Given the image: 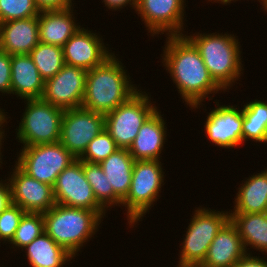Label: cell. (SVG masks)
<instances>
[{
  "mask_svg": "<svg viewBox=\"0 0 267 267\" xmlns=\"http://www.w3.org/2000/svg\"><path fill=\"white\" fill-rule=\"evenodd\" d=\"M161 61L185 104L200 108L209 94L222 88L211 77L199 50L185 35L168 36ZM199 106V107H198Z\"/></svg>",
  "mask_w": 267,
  "mask_h": 267,
  "instance_id": "obj_1",
  "label": "cell"
},
{
  "mask_svg": "<svg viewBox=\"0 0 267 267\" xmlns=\"http://www.w3.org/2000/svg\"><path fill=\"white\" fill-rule=\"evenodd\" d=\"M127 74L115 54L100 66L87 71L81 107L106 115L126 102L139 88L132 84Z\"/></svg>",
  "mask_w": 267,
  "mask_h": 267,
  "instance_id": "obj_2",
  "label": "cell"
},
{
  "mask_svg": "<svg viewBox=\"0 0 267 267\" xmlns=\"http://www.w3.org/2000/svg\"><path fill=\"white\" fill-rule=\"evenodd\" d=\"M185 36L199 50L207 70L223 92L240 79L244 69L237 36L226 32L225 34L199 32Z\"/></svg>",
  "mask_w": 267,
  "mask_h": 267,
  "instance_id": "obj_3",
  "label": "cell"
},
{
  "mask_svg": "<svg viewBox=\"0 0 267 267\" xmlns=\"http://www.w3.org/2000/svg\"><path fill=\"white\" fill-rule=\"evenodd\" d=\"M43 217L45 232L73 257L92 239L103 219L96 211L57 203Z\"/></svg>",
  "mask_w": 267,
  "mask_h": 267,
  "instance_id": "obj_4",
  "label": "cell"
},
{
  "mask_svg": "<svg viewBox=\"0 0 267 267\" xmlns=\"http://www.w3.org/2000/svg\"><path fill=\"white\" fill-rule=\"evenodd\" d=\"M160 160L134 161L132 181L127 196L122 200L126 207L127 220L134 227L158 200L164 185V172Z\"/></svg>",
  "mask_w": 267,
  "mask_h": 267,
  "instance_id": "obj_5",
  "label": "cell"
},
{
  "mask_svg": "<svg viewBox=\"0 0 267 267\" xmlns=\"http://www.w3.org/2000/svg\"><path fill=\"white\" fill-rule=\"evenodd\" d=\"M229 220L230 212L198 207L186 228L178 265L198 267L204 261L211 242Z\"/></svg>",
  "mask_w": 267,
  "mask_h": 267,
  "instance_id": "obj_6",
  "label": "cell"
},
{
  "mask_svg": "<svg viewBox=\"0 0 267 267\" xmlns=\"http://www.w3.org/2000/svg\"><path fill=\"white\" fill-rule=\"evenodd\" d=\"M24 103L27 104L25 111L18 129H15L16 139L23 144L22 147L59 142L64 109L42 98L27 99Z\"/></svg>",
  "mask_w": 267,
  "mask_h": 267,
  "instance_id": "obj_7",
  "label": "cell"
},
{
  "mask_svg": "<svg viewBox=\"0 0 267 267\" xmlns=\"http://www.w3.org/2000/svg\"><path fill=\"white\" fill-rule=\"evenodd\" d=\"M140 90L105 115V130L120 149H129L141 126L157 110L148 94Z\"/></svg>",
  "mask_w": 267,
  "mask_h": 267,
  "instance_id": "obj_8",
  "label": "cell"
},
{
  "mask_svg": "<svg viewBox=\"0 0 267 267\" xmlns=\"http://www.w3.org/2000/svg\"><path fill=\"white\" fill-rule=\"evenodd\" d=\"M17 157L15 165L23 172L51 186L58 175L76 160L60 142L23 147Z\"/></svg>",
  "mask_w": 267,
  "mask_h": 267,
  "instance_id": "obj_9",
  "label": "cell"
},
{
  "mask_svg": "<svg viewBox=\"0 0 267 267\" xmlns=\"http://www.w3.org/2000/svg\"><path fill=\"white\" fill-rule=\"evenodd\" d=\"M105 130V115L82 107L65 109L59 142L78 159L88 144Z\"/></svg>",
  "mask_w": 267,
  "mask_h": 267,
  "instance_id": "obj_10",
  "label": "cell"
},
{
  "mask_svg": "<svg viewBox=\"0 0 267 267\" xmlns=\"http://www.w3.org/2000/svg\"><path fill=\"white\" fill-rule=\"evenodd\" d=\"M53 192L57 204L96 211L105 217L107 211L97 202L83 171V161L79 159L58 175Z\"/></svg>",
  "mask_w": 267,
  "mask_h": 267,
  "instance_id": "obj_11",
  "label": "cell"
},
{
  "mask_svg": "<svg viewBox=\"0 0 267 267\" xmlns=\"http://www.w3.org/2000/svg\"><path fill=\"white\" fill-rule=\"evenodd\" d=\"M186 0H138L136 13L144 21L151 36L185 35L183 25Z\"/></svg>",
  "mask_w": 267,
  "mask_h": 267,
  "instance_id": "obj_12",
  "label": "cell"
},
{
  "mask_svg": "<svg viewBox=\"0 0 267 267\" xmlns=\"http://www.w3.org/2000/svg\"><path fill=\"white\" fill-rule=\"evenodd\" d=\"M87 71L65 64L52 78L45 81L42 99L62 109L82 106Z\"/></svg>",
  "mask_w": 267,
  "mask_h": 267,
  "instance_id": "obj_13",
  "label": "cell"
},
{
  "mask_svg": "<svg viewBox=\"0 0 267 267\" xmlns=\"http://www.w3.org/2000/svg\"><path fill=\"white\" fill-rule=\"evenodd\" d=\"M8 180L11 188L12 204L25 212L44 213L55 204L53 186L40 182L23 172L17 165Z\"/></svg>",
  "mask_w": 267,
  "mask_h": 267,
  "instance_id": "obj_14",
  "label": "cell"
},
{
  "mask_svg": "<svg viewBox=\"0 0 267 267\" xmlns=\"http://www.w3.org/2000/svg\"><path fill=\"white\" fill-rule=\"evenodd\" d=\"M98 35L80 27L62 47L65 64L86 71L103 64L114 53L106 48L103 39Z\"/></svg>",
  "mask_w": 267,
  "mask_h": 267,
  "instance_id": "obj_15",
  "label": "cell"
},
{
  "mask_svg": "<svg viewBox=\"0 0 267 267\" xmlns=\"http://www.w3.org/2000/svg\"><path fill=\"white\" fill-rule=\"evenodd\" d=\"M216 102V106L205 121L204 130L207 138L218 147L232 149L243 143L242 127L243 112L242 109L233 105H220Z\"/></svg>",
  "mask_w": 267,
  "mask_h": 267,
  "instance_id": "obj_16",
  "label": "cell"
},
{
  "mask_svg": "<svg viewBox=\"0 0 267 267\" xmlns=\"http://www.w3.org/2000/svg\"><path fill=\"white\" fill-rule=\"evenodd\" d=\"M38 16L0 23V50L29 54L39 43Z\"/></svg>",
  "mask_w": 267,
  "mask_h": 267,
  "instance_id": "obj_17",
  "label": "cell"
},
{
  "mask_svg": "<svg viewBox=\"0 0 267 267\" xmlns=\"http://www.w3.org/2000/svg\"><path fill=\"white\" fill-rule=\"evenodd\" d=\"M134 159L128 149H118L99 165L109 181V208L122 205L132 181Z\"/></svg>",
  "mask_w": 267,
  "mask_h": 267,
  "instance_id": "obj_18",
  "label": "cell"
},
{
  "mask_svg": "<svg viewBox=\"0 0 267 267\" xmlns=\"http://www.w3.org/2000/svg\"><path fill=\"white\" fill-rule=\"evenodd\" d=\"M245 254L239 232L229 220L211 242L204 261L198 267H232Z\"/></svg>",
  "mask_w": 267,
  "mask_h": 267,
  "instance_id": "obj_19",
  "label": "cell"
},
{
  "mask_svg": "<svg viewBox=\"0 0 267 267\" xmlns=\"http://www.w3.org/2000/svg\"><path fill=\"white\" fill-rule=\"evenodd\" d=\"M157 109L141 126L139 133L129 147L130 155L137 160H161L167 137L166 121Z\"/></svg>",
  "mask_w": 267,
  "mask_h": 267,
  "instance_id": "obj_20",
  "label": "cell"
},
{
  "mask_svg": "<svg viewBox=\"0 0 267 267\" xmlns=\"http://www.w3.org/2000/svg\"><path fill=\"white\" fill-rule=\"evenodd\" d=\"M73 11V7L40 11L39 41L63 47L81 27L76 22Z\"/></svg>",
  "mask_w": 267,
  "mask_h": 267,
  "instance_id": "obj_21",
  "label": "cell"
},
{
  "mask_svg": "<svg viewBox=\"0 0 267 267\" xmlns=\"http://www.w3.org/2000/svg\"><path fill=\"white\" fill-rule=\"evenodd\" d=\"M45 81L29 54L11 56V94L19 99H40Z\"/></svg>",
  "mask_w": 267,
  "mask_h": 267,
  "instance_id": "obj_22",
  "label": "cell"
},
{
  "mask_svg": "<svg viewBox=\"0 0 267 267\" xmlns=\"http://www.w3.org/2000/svg\"><path fill=\"white\" fill-rule=\"evenodd\" d=\"M238 188L235 207L230 213L267 212V169L249 176Z\"/></svg>",
  "mask_w": 267,
  "mask_h": 267,
  "instance_id": "obj_23",
  "label": "cell"
},
{
  "mask_svg": "<svg viewBox=\"0 0 267 267\" xmlns=\"http://www.w3.org/2000/svg\"><path fill=\"white\" fill-rule=\"evenodd\" d=\"M230 220L239 232L246 253L250 250L248 246L267 253V212L230 213Z\"/></svg>",
  "mask_w": 267,
  "mask_h": 267,
  "instance_id": "obj_24",
  "label": "cell"
},
{
  "mask_svg": "<svg viewBox=\"0 0 267 267\" xmlns=\"http://www.w3.org/2000/svg\"><path fill=\"white\" fill-rule=\"evenodd\" d=\"M25 250L32 267H64L73 256L57 244L46 232L34 239Z\"/></svg>",
  "mask_w": 267,
  "mask_h": 267,
  "instance_id": "obj_25",
  "label": "cell"
},
{
  "mask_svg": "<svg viewBox=\"0 0 267 267\" xmlns=\"http://www.w3.org/2000/svg\"><path fill=\"white\" fill-rule=\"evenodd\" d=\"M242 141L267 143V101L255 99L244 104Z\"/></svg>",
  "mask_w": 267,
  "mask_h": 267,
  "instance_id": "obj_26",
  "label": "cell"
},
{
  "mask_svg": "<svg viewBox=\"0 0 267 267\" xmlns=\"http://www.w3.org/2000/svg\"><path fill=\"white\" fill-rule=\"evenodd\" d=\"M29 55L44 81L55 76L65 65L63 48L56 45L39 42Z\"/></svg>",
  "mask_w": 267,
  "mask_h": 267,
  "instance_id": "obj_27",
  "label": "cell"
},
{
  "mask_svg": "<svg viewBox=\"0 0 267 267\" xmlns=\"http://www.w3.org/2000/svg\"><path fill=\"white\" fill-rule=\"evenodd\" d=\"M43 232H45L43 213L26 212L22 216L19 226L8 244L14 245L11 248L18 247L23 249Z\"/></svg>",
  "mask_w": 267,
  "mask_h": 267,
  "instance_id": "obj_28",
  "label": "cell"
},
{
  "mask_svg": "<svg viewBox=\"0 0 267 267\" xmlns=\"http://www.w3.org/2000/svg\"><path fill=\"white\" fill-rule=\"evenodd\" d=\"M118 149L120 148L110 134L103 130L88 144L86 150L78 159L87 163L100 164Z\"/></svg>",
  "mask_w": 267,
  "mask_h": 267,
  "instance_id": "obj_29",
  "label": "cell"
},
{
  "mask_svg": "<svg viewBox=\"0 0 267 267\" xmlns=\"http://www.w3.org/2000/svg\"><path fill=\"white\" fill-rule=\"evenodd\" d=\"M83 171L97 202L107 210L109 207V181L103 169L99 164L83 162Z\"/></svg>",
  "mask_w": 267,
  "mask_h": 267,
  "instance_id": "obj_30",
  "label": "cell"
},
{
  "mask_svg": "<svg viewBox=\"0 0 267 267\" xmlns=\"http://www.w3.org/2000/svg\"><path fill=\"white\" fill-rule=\"evenodd\" d=\"M40 14L35 0H0V23L26 19Z\"/></svg>",
  "mask_w": 267,
  "mask_h": 267,
  "instance_id": "obj_31",
  "label": "cell"
},
{
  "mask_svg": "<svg viewBox=\"0 0 267 267\" xmlns=\"http://www.w3.org/2000/svg\"><path fill=\"white\" fill-rule=\"evenodd\" d=\"M25 213L18 205L12 204L0 214V241L9 243L12 240Z\"/></svg>",
  "mask_w": 267,
  "mask_h": 267,
  "instance_id": "obj_32",
  "label": "cell"
},
{
  "mask_svg": "<svg viewBox=\"0 0 267 267\" xmlns=\"http://www.w3.org/2000/svg\"><path fill=\"white\" fill-rule=\"evenodd\" d=\"M0 93L11 94V55L0 50Z\"/></svg>",
  "mask_w": 267,
  "mask_h": 267,
  "instance_id": "obj_33",
  "label": "cell"
},
{
  "mask_svg": "<svg viewBox=\"0 0 267 267\" xmlns=\"http://www.w3.org/2000/svg\"><path fill=\"white\" fill-rule=\"evenodd\" d=\"M72 1L73 0H35V3L40 11H42L70 8L74 6Z\"/></svg>",
  "mask_w": 267,
  "mask_h": 267,
  "instance_id": "obj_34",
  "label": "cell"
},
{
  "mask_svg": "<svg viewBox=\"0 0 267 267\" xmlns=\"http://www.w3.org/2000/svg\"><path fill=\"white\" fill-rule=\"evenodd\" d=\"M241 257L232 267H267V261L262 257L252 256L250 251Z\"/></svg>",
  "mask_w": 267,
  "mask_h": 267,
  "instance_id": "obj_35",
  "label": "cell"
},
{
  "mask_svg": "<svg viewBox=\"0 0 267 267\" xmlns=\"http://www.w3.org/2000/svg\"><path fill=\"white\" fill-rule=\"evenodd\" d=\"M0 181V214L12 205V196L9 180ZM6 182V183H5Z\"/></svg>",
  "mask_w": 267,
  "mask_h": 267,
  "instance_id": "obj_36",
  "label": "cell"
},
{
  "mask_svg": "<svg viewBox=\"0 0 267 267\" xmlns=\"http://www.w3.org/2000/svg\"><path fill=\"white\" fill-rule=\"evenodd\" d=\"M105 6L108 7V9L113 10H122L123 7H126L129 5L132 7L131 9L136 10L138 0H103Z\"/></svg>",
  "mask_w": 267,
  "mask_h": 267,
  "instance_id": "obj_37",
  "label": "cell"
},
{
  "mask_svg": "<svg viewBox=\"0 0 267 267\" xmlns=\"http://www.w3.org/2000/svg\"><path fill=\"white\" fill-rule=\"evenodd\" d=\"M7 114L4 112V111H2L1 113H0V163L1 164H3L2 163V152H1V147H2V141L4 140L3 138L5 137V129L3 130V127L5 126L4 124H6V123H8L7 122ZM4 136V137H3ZM1 164H0V166H1Z\"/></svg>",
  "mask_w": 267,
  "mask_h": 267,
  "instance_id": "obj_38",
  "label": "cell"
},
{
  "mask_svg": "<svg viewBox=\"0 0 267 267\" xmlns=\"http://www.w3.org/2000/svg\"><path fill=\"white\" fill-rule=\"evenodd\" d=\"M209 2H211V1H213L214 3H216V2H218V3H221V4H225V5H228V4H230V3H232V1L233 2H236V1H238V0H208ZM260 3L262 2V0L260 1V0H258Z\"/></svg>",
  "mask_w": 267,
  "mask_h": 267,
  "instance_id": "obj_39",
  "label": "cell"
},
{
  "mask_svg": "<svg viewBox=\"0 0 267 267\" xmlns=\"http://www.w3.org/2000/svg\"><path fill=\"white\" fill-rule=\"evenodd\" d=\"M260 5H262L261 9H264V11L267 12V0H262Z\"/></svg>",
  "mask_w": 267,
  "mask_h": 267,
  "instance_id": "obj_40",
  "label": "cell"
}]
</instances>
